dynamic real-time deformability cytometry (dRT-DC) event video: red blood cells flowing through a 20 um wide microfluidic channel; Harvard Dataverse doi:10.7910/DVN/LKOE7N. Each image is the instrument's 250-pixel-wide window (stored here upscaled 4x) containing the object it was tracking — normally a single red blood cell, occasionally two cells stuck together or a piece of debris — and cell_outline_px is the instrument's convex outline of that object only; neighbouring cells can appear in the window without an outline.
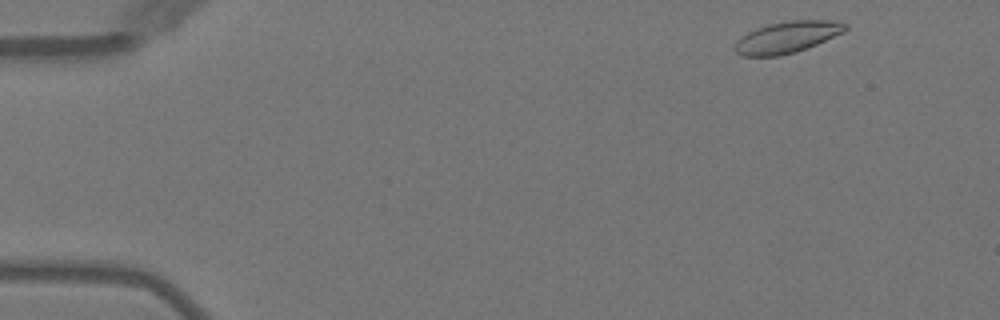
{"species": "Egyptian fruit bat (a non-hibernating species)", "species_latin": "Rousettus aegyptiacus", "temperature_condition": "warm", "stored_images_in_passage": 5, "camera_frame_rate_fps": 3000, "um_per_image_px": 0.085, "animal": {"sex": "female"}, "frame": {"image": 1, "passage_image": 1, "time_ms": 0.0, "image_size_px": [1000, 320], "cell_outline_px": [[848, 28], [844, 32], [808, 48], [796, 52], [780, 56], [740, 56], [732, 48], [748, 32], [756, 28], [768, 24], [792, 20], [832, 20], [848, 24]], "centroid_in_image_um": [66.94, 3.16], "position_along_channel_um": 18.1, "area_um2": 20.29}}
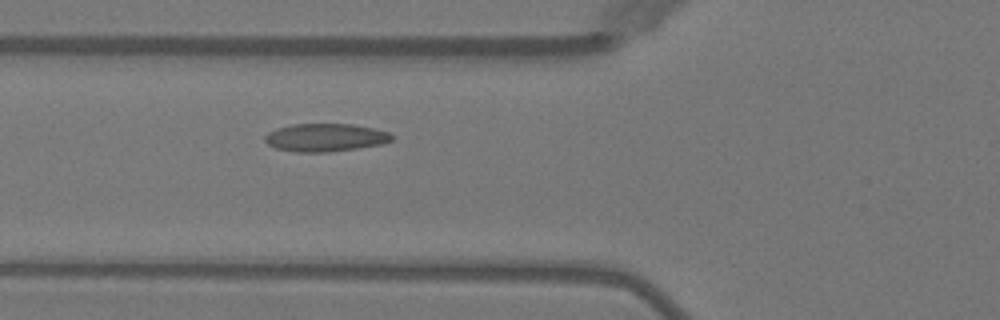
{"frame": {"image": 2, "passage_image": 5, "time_ms": 4.667, "image_size_px": [1000, 320], "cell_outline_px": [[392, 140], [380, 144], [356, 148], [328, 152], [296, 152], [276, 148], [268, 144], [264, 140], [264, 136], [268, 132], [276, 128], [292, 124], [352, 124], [372, 128], [388, 132], [392, 136]], "centroid_in_image_um": [27.6, 11.68], "position_along_channel_um": 98.2, "area_um2": 20.52}}